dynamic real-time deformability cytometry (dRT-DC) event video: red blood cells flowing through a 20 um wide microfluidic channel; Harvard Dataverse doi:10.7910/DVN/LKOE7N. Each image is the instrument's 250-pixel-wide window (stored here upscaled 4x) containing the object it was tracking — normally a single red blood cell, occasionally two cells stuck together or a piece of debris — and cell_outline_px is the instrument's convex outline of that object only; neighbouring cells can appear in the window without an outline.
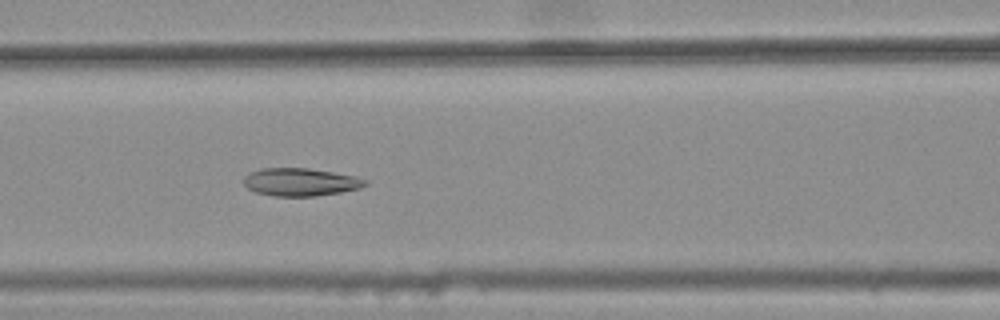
{"species": "common noctule bat (a hibernating species)", "species_latin": "Nyctalus noctula", "temperature_condition": "warm", "stored_images_in_passage": 41, "camera_frame_rate_fps": 3000, "um_per_image_px": 0.085, "animal": {"sex": "female", "body_mass_g": 25.1}, "frame": {"image": 1, "passage_image": 19, "time_ms": 6.0, "image_size_px": [1000, 320], "cell_outline_px": [[368, 184], [360, 188], [340, 192], [316, 196], [272, 196], [256, 192], [248, 188], [244, 184], [244, 176], [248, 172], [260, 168], [308, 168], [356, 176], [368, 180]], "centroid_in_image_um": [25.53, 15.47], "position_along_channel_um": 141.1, "area_um2": 19.83}}
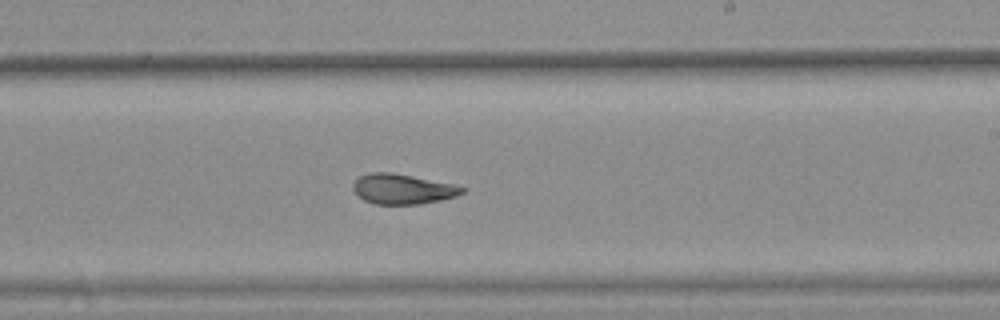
{"frame": {"image": 2, "passage_image": 28, "time_ms": 9.0, "image_size_px": [1000, 320], "cell_outline_px": [[468, 188], [464, 192], [456, 196], [440, 200], [420, 204], [376, 204], [364, 200], [352, 188], [352, 184], [360, 176], [368, 172], [392, 172], [452, 184]], "centroid_in_image_um": [34.22, 16.06], "position_along_channel_um": 254.8, "area_um2": 19.02}}
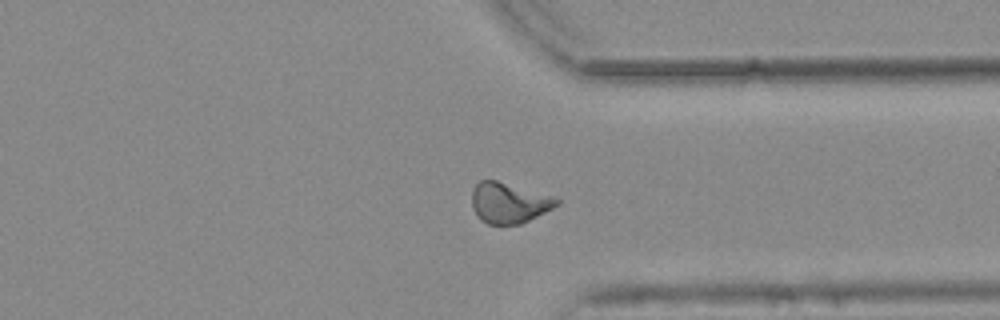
{"frame": {"image": 3, "passage_image": 37, "time_ms": 12.0, "image_size_px": [1000, 320], "cell_outline_px": [[560, 204], [520, 224], [488, 224], [480, 220], [472, 208], [472, 188], [480, 180], [496, 180], [556, 196], [560, 200]], "centroid_in_image_um": [43.26, 17.22], "position_along_channel_um": 368.1, "area_um2": 20.17}, "authors_computed_cell_mechanics": {"area_um2": 19.8254, "velocity_mm_per_s": 3.7982, "shape_relaxation_time_tau1_ms": null, "shape_relaxation_time_tau2_ms": 2.1965, "deformation_change_tau1": null, "deformation_change_tau2": 0.0853}}